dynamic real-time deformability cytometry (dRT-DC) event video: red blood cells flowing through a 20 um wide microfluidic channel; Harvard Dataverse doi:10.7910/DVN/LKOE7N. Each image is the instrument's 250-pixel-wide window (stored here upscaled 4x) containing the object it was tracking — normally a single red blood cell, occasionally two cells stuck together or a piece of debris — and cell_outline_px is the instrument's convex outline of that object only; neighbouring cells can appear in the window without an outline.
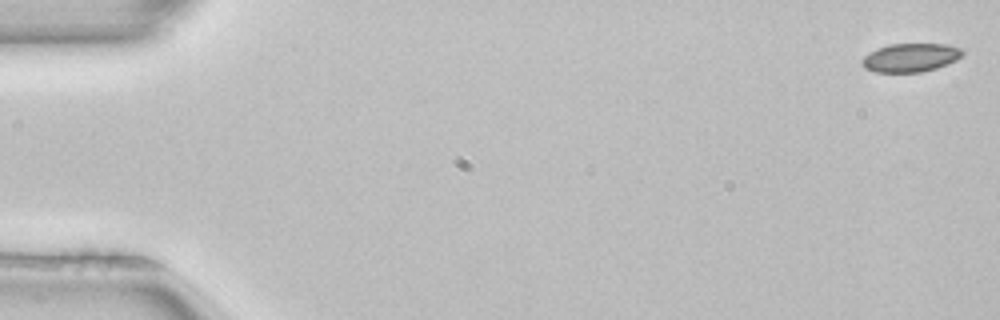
{"species": "common noctule bat (a hibernating species)", "species_latin": "Nyctalus noctula", "temperature_condition": "room temperature", "stored_images_in_passage": 13, "camera_frame_rate_fps": 3000, "um_per_image_px": 0.085, "animal": {"sex": "female", "body_mass_g": 22.7, "forearm_length_mm": 54.2}, "frame": {"image": 1, "passage_image": 1, "time_ms": 0.0, "image_size_px": [1000, 320], "cell_outline_px": [[964, 52], [956, 60], [936, 68], [920, 72], [872, 72], [864, 68], [860, 64], [860, 60], [864, 56], [876, 48], [888, 44], [944, 44], [964, 48]], "centroid_in_image_um": [77.35, 4.89], "position_along_channel_um": 7.7, "area_um2": 16.88}}